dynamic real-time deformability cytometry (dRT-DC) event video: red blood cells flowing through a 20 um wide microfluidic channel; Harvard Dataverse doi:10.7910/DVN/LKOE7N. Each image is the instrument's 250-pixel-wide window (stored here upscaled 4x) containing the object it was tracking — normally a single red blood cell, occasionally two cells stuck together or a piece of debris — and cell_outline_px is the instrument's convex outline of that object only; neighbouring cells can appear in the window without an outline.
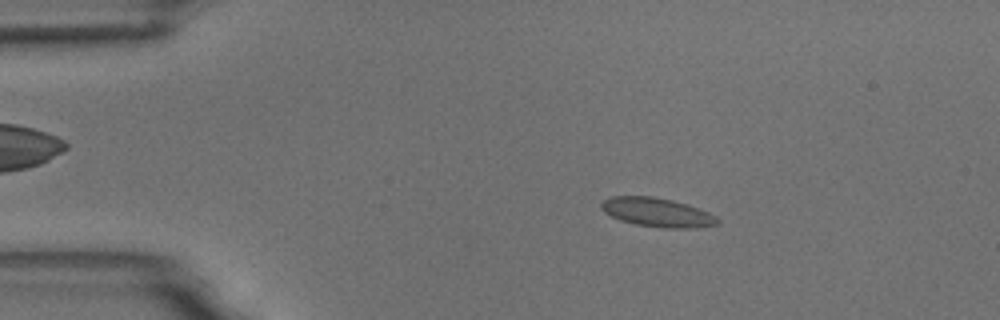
{"species": "common noctule bat (a hibernating species)", "species_latin": "Nyctalus noctula", "temperature_condition": "room temperature", "stored_images_in_passage": 3, "camera_frame_rate_fps": 3000, "um_per_image_px": 0.085, "animal": {"sex": "male", "body_mass_g": 18.8}, "frame": {"image": 1, "passage_image": 2, "time_ms": 1.0, "image_size_px": [1000, 320], "cell_outline_px": [[720, 220], [716, 224], [696, 228], [664, 228], [636, 224], [620, 220], [604, 212], [600, 204], [604, 200], [612, 196], [652, 196], [672, 200], [708, 212], [716, 216]], "centroid_in_image_um": [55.85, 18.05], "position_along_channel_um": 29.2, "area_um2": 19.36}}